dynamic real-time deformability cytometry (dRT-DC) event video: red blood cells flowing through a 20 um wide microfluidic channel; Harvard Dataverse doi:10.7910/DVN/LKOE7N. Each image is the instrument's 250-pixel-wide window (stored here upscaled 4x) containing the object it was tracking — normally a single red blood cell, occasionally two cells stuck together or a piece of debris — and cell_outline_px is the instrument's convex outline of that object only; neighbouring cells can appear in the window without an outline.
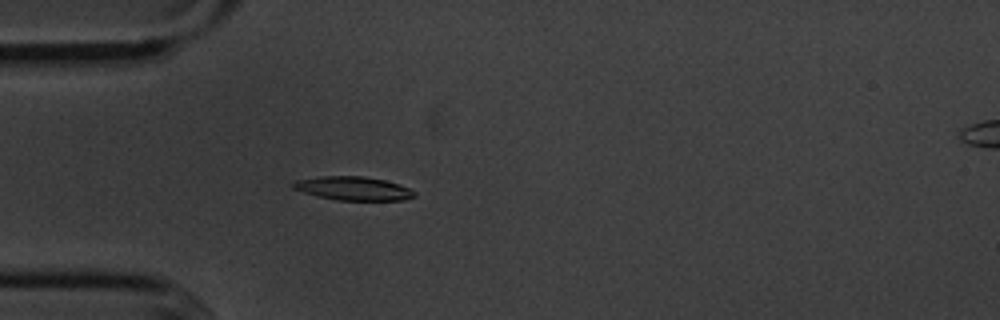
{"species": "common noctule bat (a hibernating species)", "species_latin": "Nyctalus noctula", "temperature_condition": "cold", "stored_images_in_passage": 2, "camera_frame_rate_fps": 3000, "um_per_image_px": 0.085, "animal": {"sex": "male", "body_mass_g": 20.1, "forearm_length_mm": 53.5}, "frame": {"image": 1, "passage_image": 1, "time_ms": 0.0, "image_size_px": [1000, 320], "cell_outline_px": [[416, 196], [404, 200], [340, 200], [316, 196], [292, 188], [292, 184], [296, 180], [320, 176], [364, 176], [384, 180], [400, 184], [416, 192]], "centroid_in_image_um": [30.04, 16.01], "position_along_channel_um": 55.0, "area_um2": 16.7}}